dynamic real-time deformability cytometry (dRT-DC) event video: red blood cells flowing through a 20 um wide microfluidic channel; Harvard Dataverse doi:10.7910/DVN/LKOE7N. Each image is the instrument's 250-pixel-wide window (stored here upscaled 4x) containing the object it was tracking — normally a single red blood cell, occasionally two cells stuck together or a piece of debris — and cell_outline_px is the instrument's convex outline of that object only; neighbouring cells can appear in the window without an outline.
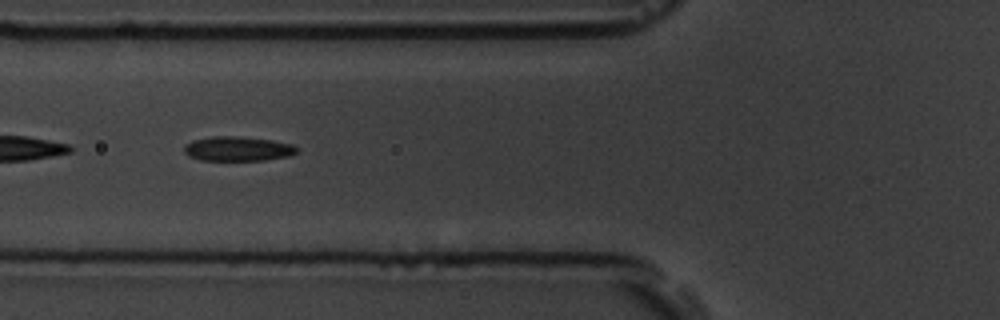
{"species": "common noctule bat (a hibernating species)", "species_latin": "Nyctalus noctula", "temperature_condition": "room temperature", "stored_images_in_passage": 41, "camera_frame_rate_fps": 3000, "um_per_image_px": 0.085, "animal": {"sex": "male", "body_mass_g": 19.5, "forearm_length_mm": 54.6}, "frame": {"image": 1, "passage_image": 7, "time_ms": 2.0, "image_size_px": [1000, 320], "cell_outline_px": [[296, 152], [288, 156], [264, 160], [200, 160], [188, 156], [184, 152], [184, 144], [192, 140], [212, 136], [232, 136], [272, 140], [292, 144], [296, 148]], "centroid_in_image_um": [20.15, 12.64], "position_along_channel_um": 105.7, "area_um2": 16.01}, "authors_computed_cell_mechanics": {"area_um2": 15.8372, "velocity_mm_per_s": 3.7814, "shape_relaxation_time_tau1_ms": 3.5408, "shape_relaxation_time_tau2_ms": 3.3521, "deformation_change_tau1": 0.1562, "deformation_change_tau2": 0.1125}}